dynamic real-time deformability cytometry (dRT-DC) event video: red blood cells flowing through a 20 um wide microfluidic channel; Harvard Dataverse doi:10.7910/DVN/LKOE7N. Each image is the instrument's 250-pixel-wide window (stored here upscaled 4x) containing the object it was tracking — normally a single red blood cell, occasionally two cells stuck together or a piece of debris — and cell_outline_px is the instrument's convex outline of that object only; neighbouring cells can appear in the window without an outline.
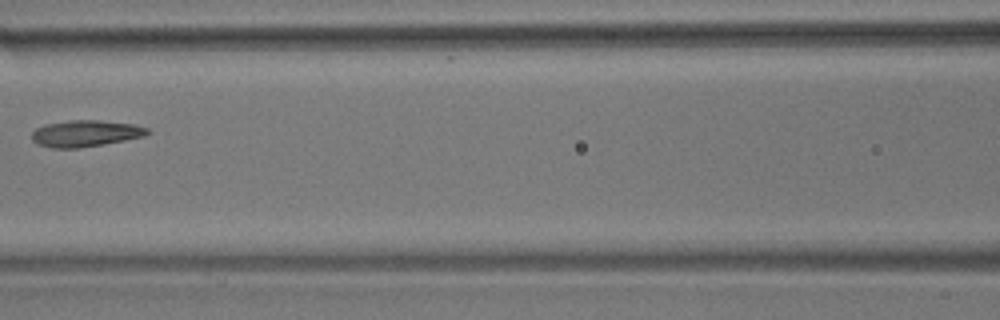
{"species": "common noctule bat (a hibernating species)", "species_latin": "Nyctalus noctula", "temperature_condition": "room temperature", "stored_images_in_passage": 9, "camera_frame_rate_fps": 3000, "um_per_image_px": 0.085, "animal": {"sex": "male", "body_mass_g": 17.9}, "frame": {"image": 1, "passage_image": 6, "time_ms": 1.667, "image_size_px": [1000, 320], "cell_outline_px": [[152, 132], [144, 136], [124, 140], [76, 148], [52, 148], [36, 144], [32, 140], [32, 132], [36, 128], [44, 124], [72, 120], [100, 120], [136, 124], [148, 128]], "centroid_in_image_um": [7.26, 11.33], "position_along_channel_um": 159.3, "area_um2": 17.86}}
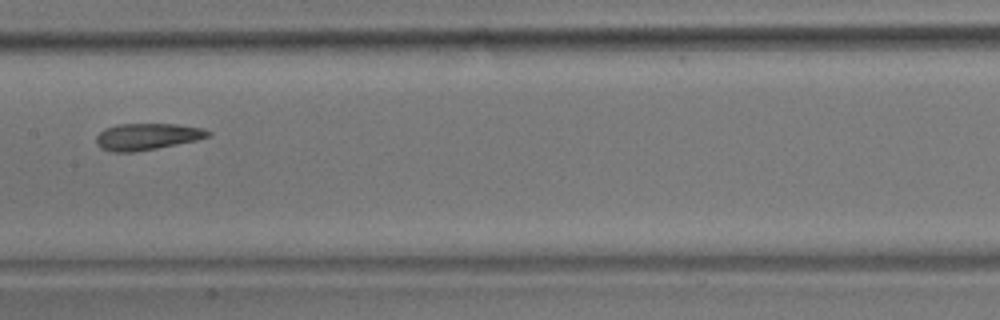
{"frame": {"image": 2, "passage_image": 7, "time_ms": 2.0, "image_size_px": [1000, 320], "cell_outline_px": [[212, 136], [196, 140], [156, 148], [132, 152], [112, 152], [100, 148], [96, 144], [96, 136], [104, 128], [116, 124], [176, 124], [204, 128], [212, 132]], "centroid_in_image_um": [12.5, 11.6], "position_along_channel_um": 194.9, "area_um2": 17.46}}